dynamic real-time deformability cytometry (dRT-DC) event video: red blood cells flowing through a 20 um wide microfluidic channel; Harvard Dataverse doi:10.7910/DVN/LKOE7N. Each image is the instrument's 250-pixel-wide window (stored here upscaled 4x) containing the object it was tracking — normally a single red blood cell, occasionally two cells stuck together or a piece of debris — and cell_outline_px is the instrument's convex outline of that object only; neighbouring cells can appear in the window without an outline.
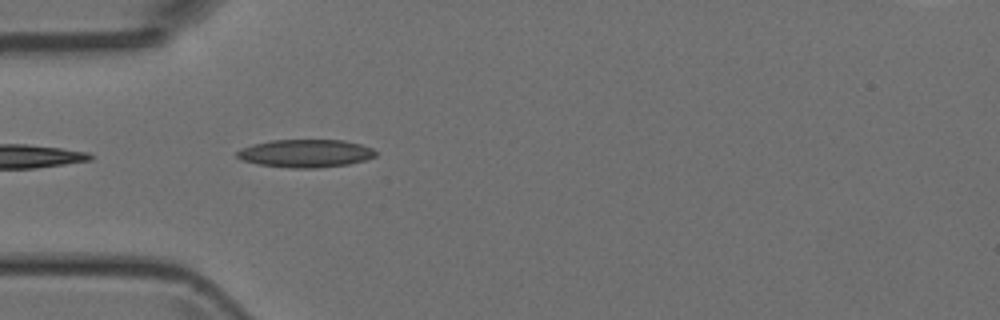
{"species": "Egyptian fruit bat (a non-hibernating species)", "species_latin": "Rousettus aegyptiacus", "temperature_condition": "room temperature", "stored_images_in_passage": 9, "camera_frame_rate_fps": 3000, "um_per_image_px": 0.085, "animal": {"sex": "female"}, "frame": {"image": 1, "passage_image": 1, "time_ms": 0.0, "image_size_px": [1000, 320], "cell_outline_px": [[376, 156], [364, 160], [348, 164], [316, 168], [288, 168], [260, 164], [240, 160], [236, 156], [236, 152], [240, 148], [252, 144], [272, 140], [344, 140], [360, 144], [372, 148], [376, 152]], "centroid_in_image_um": [25.94, 13.03], "position_along_channel_um": 59.1, "area_um2": 22.6}}